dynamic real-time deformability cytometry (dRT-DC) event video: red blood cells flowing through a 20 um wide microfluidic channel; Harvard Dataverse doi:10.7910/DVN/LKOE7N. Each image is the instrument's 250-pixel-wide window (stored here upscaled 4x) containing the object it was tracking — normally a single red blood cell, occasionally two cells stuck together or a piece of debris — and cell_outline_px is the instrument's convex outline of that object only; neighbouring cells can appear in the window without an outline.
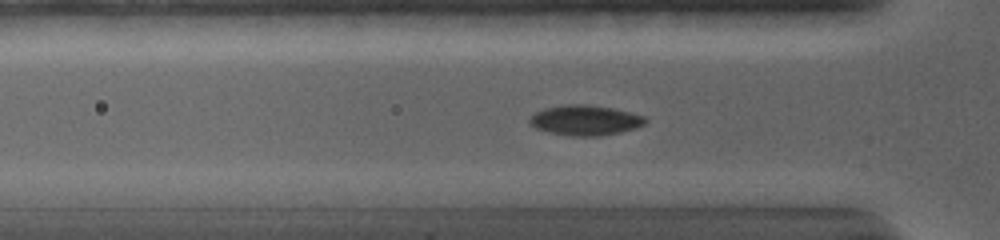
{"species": "common noctule bat (a hibernating species)", "species_latin": "Nyctalus noctula", "temperature_condition": "warm", "stored_images_in_passage": 40, "camera_frame_rate_fps": 5000, "um_per_image_px": 0.085, "animal": {"sex": "female", "body_mass_g": 19.0, "forearm_length_mm": 56.7}, "frame": {"image": 1, "passage_image": 6, "time_ms": 1.6, "image_size_px": [1000, 240], "cell_outline_px": [[648, 120], [644, 124], [636, 128], [620, 132], [600, 136], [568, 136], [548, 132], [536, 128], [528, 120], [536, 112], [544, 108], [560, 104], [588, 104], [612, 108], [644, 116]], "centroid_in_image_um": [49.73, 10.22], "position_along_channel_um": 76.1, "area_um2": 20.4}}
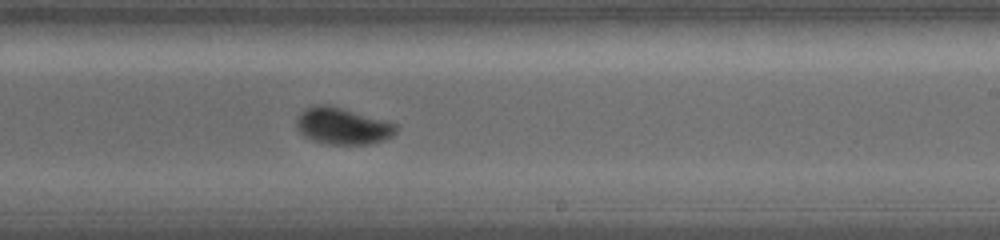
{"frame": {"image": 2, "passage_image": 20, "time_ms": 6.4, "image_size_px": [1000, 240], "cell_outline_px": [[396, 132], [392, 136], [384, 140], [368, 144], [324, 144], [312, 140], [304, 136], [296, 128], [296, 120], [300, 112], [316, 104], [328, 104], [384, 120], [396, 124]], "centroid_in_image_um": [29.08, 10.72], "position_along_channel_um": 259.9, "area_um2": 21.21}}
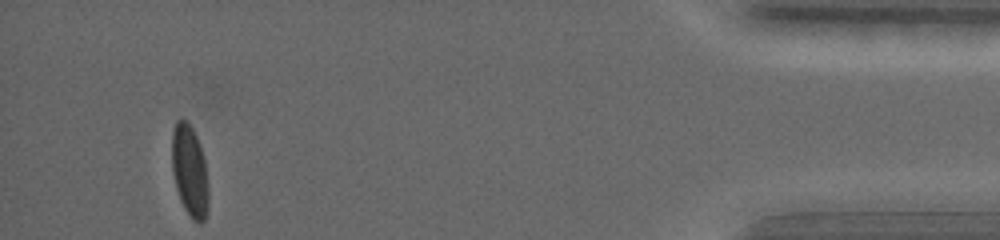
{"frame": {"image": 3, "passage_image": 40, "time_ms": 12.8, "image_size_px": [1000, 240], "cell_outline_px": [[208, 208], [204, 220], [200, 224], [184, 208], [180, 200], [176, 188], [172, 172], [172, 128], [176, 120], [180, 116], [188, 120], [200, 144], [204, 160], [208, 188]], "centroid_in_image_um": [16.1, 14.45], "position_along_channel_um": 419.1, "area_um2": 19.59}, "authors_computed_cell_mechanics": {"area_um2": 20.4612, "velocity_mm_per_s": 3.8303, "shape_relaxation_time_tau1_ms": 6.388, "shape_relaxation_time_tau2_ms": 4.711, "deformation_change_tau1": 0.1692, "deformation_change_tau2": 0.0634}}